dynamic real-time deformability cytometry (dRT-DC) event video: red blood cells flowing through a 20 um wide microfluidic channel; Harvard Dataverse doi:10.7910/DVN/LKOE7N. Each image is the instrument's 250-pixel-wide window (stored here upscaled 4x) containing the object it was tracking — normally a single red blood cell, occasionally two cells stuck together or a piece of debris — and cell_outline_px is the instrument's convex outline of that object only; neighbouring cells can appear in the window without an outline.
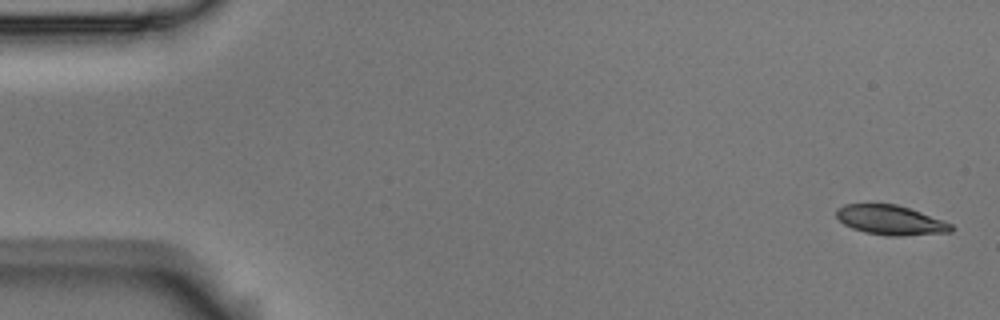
{"species": "Egyptian fruit bat (a non-hibernating species)", "species_latin": "Rousettus aegyptiacus", "temperature_condition": "room temperature", "stored_images_in_passage": 5, "camera_frame_rate_fps": 3000, "um_per_image_px": 0.085, "animal": {"sex": "male"}, "frame": {"image": 1, "passage_image": 1, "time_ms": 0.0, "image_size_px": [1000, 320], "cell_outline_px": [[956, 228], [952, 232], [900, 236], [888, 236], [864, 232], [852, 228], [844, 224], [836, 216], [836, 208], [844, 204], [896, 204], [920, 212], [952, 224]], "centroid_in_image_um": [75.69, 18.71], "position_along_channel_um": 9.3, "area_um2": 19.77}}
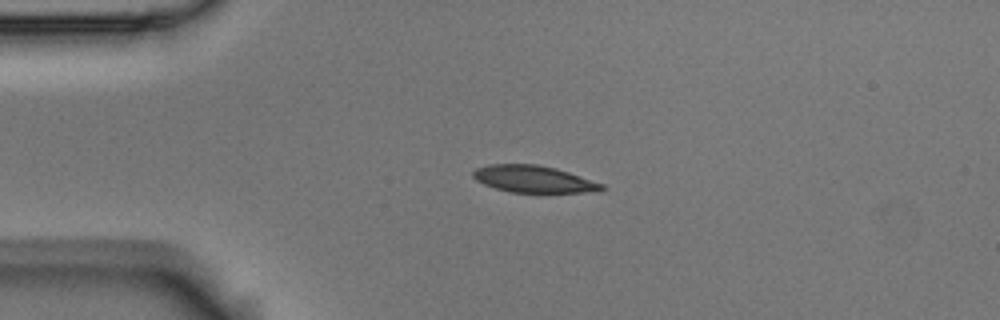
{"frame": {"image": 2, "passage_image": 4, "time_ms": 1.0, "image_size_px": [1000, 320], "cell_outline_px": [[608, 188], [600, 192], [512, 192], [496, 188], [484, 184], [476, 180], [472, 176], [472, 172], [476, 168], [488, 164], [536, 164], [556, 168], [604, 184]], "centroid_in_image_um": [45.39, 15.22], "position_along_channel_um": 39.6, "area_um2": 20.23}}